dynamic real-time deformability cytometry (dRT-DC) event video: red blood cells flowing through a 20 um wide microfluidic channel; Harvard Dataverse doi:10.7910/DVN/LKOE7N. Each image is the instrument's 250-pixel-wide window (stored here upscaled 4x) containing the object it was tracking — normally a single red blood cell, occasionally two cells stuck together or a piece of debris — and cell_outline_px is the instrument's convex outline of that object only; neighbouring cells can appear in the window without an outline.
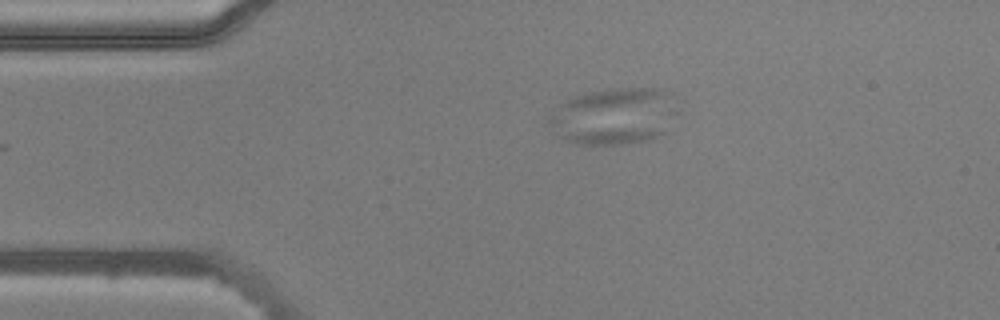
{"species": "common noctule bat (a hibernating species)", "species_latin": "Nyctalus noctula", "temperature_condition": "warm", "stored_images_in_passage": 3, "camera_frame_rate_fps": 3000, "um_per_image_px": 0.085, "animal": {"sex": "male", "body_mass_g": 20.5, "forearm_length_mm": 52.5}, "frame": {"image": 1, "passage_image": 3, "time_ms": 0.667, "image_size_px": [1000, 320], "cell_outline_px": [[664, 136], [648, 140], [628, 144], [576, 144], [556, 136], [544, 120], [544, 116], [572, 96], [612, 88], [660, 88], [664, 92]], "centroid_in_image_um": [51.86, 9.92], "position_along_channel_um": 33.1, "area_um2": 40.75}}